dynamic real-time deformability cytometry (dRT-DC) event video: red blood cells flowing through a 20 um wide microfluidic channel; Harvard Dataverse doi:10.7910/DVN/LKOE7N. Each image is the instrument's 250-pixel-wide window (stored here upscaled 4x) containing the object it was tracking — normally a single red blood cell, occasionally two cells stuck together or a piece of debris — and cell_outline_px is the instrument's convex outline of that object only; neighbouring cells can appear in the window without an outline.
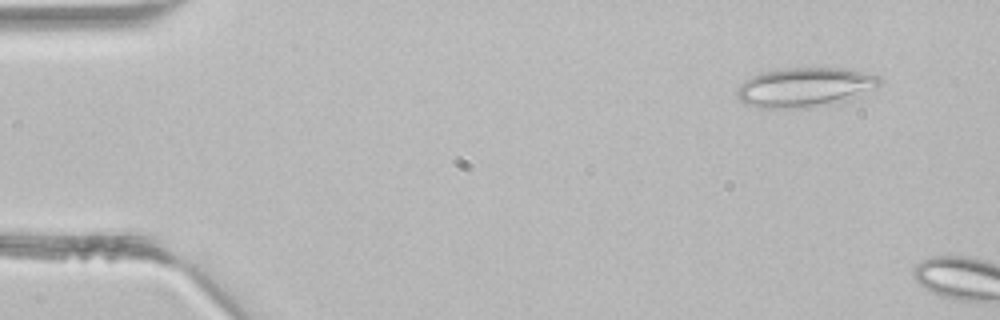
{"species": "common noctule bat (a hibernating species)", "species_latin": "Nyctalus noctula", "temperature_condition": "room temperature", "stored_images_in_passage": 2, "camera_frame_rate_fps": 3000, "um_per_image_px": 0.085, "animal": {"sex": "male", "body_mass_g": 21.5, "forearm_length_mm": 52.0}, "frame": {"image": 1, "passage_image": 2, "time_ms": 0.333, "image_size_px": [1000, 320], "cell_outline_px": [[884, 80], [876, 88], [852, 100], [832, 104], [808, 108], [760, 108], [744, 104], [740, 100], [736, 92], [736, 88], [744, 80], [752, 76], [764, 72], [784, 68], [840, 68], [880, 76]], "centroid_in_image_um": [68.44, 7.44], "position_along_channel_um": 16.6, "area_um2": 33.23}}